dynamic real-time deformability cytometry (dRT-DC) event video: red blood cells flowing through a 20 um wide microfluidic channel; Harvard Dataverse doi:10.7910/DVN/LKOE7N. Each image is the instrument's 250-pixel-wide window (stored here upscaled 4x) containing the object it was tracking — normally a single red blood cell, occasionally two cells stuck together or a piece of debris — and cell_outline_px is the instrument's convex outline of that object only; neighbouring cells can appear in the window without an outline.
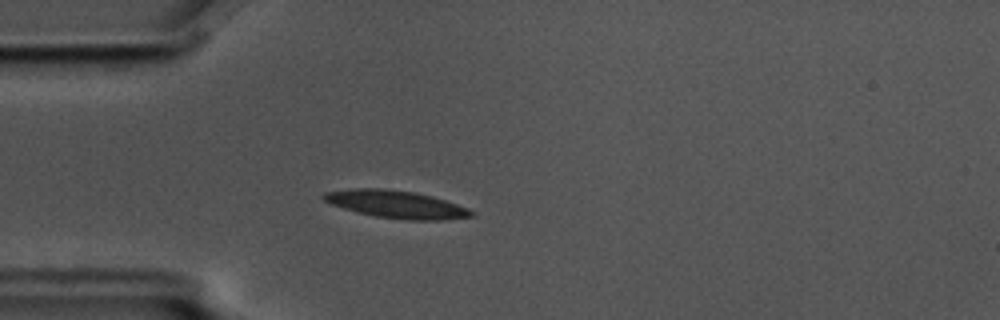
{"species": "common noctule bat (a hibernating species)", "species_latin": "Nyctalus noctula", "temperature_condition": "cold", "stored_images_in_passage": 3, "camera_frame_rate_fps": 3000, "um_per_image_px": 0.085, "animal": {"sex": "male", "body_mass_g": 17.5, "forearm_length_mm": 52.3}, "frame": {"image": 1, "passage_image": 3, "time_ms": 0.667, "image_size_px": [1000, 320], "cell_outline_px": [[476, 216], [444, 220], [408, 220], [376, 216], [344, 208], [332, 204], [324, 200], [320, 196], [324, 192], [348, 188], [384, 188], [416, 192], [432, 196], [468, 208], [476, 212]], "centroid_in_image_um": [33.7, 17.35], "position_along_channel_um": 51.3, "area_um2": 23.81}}